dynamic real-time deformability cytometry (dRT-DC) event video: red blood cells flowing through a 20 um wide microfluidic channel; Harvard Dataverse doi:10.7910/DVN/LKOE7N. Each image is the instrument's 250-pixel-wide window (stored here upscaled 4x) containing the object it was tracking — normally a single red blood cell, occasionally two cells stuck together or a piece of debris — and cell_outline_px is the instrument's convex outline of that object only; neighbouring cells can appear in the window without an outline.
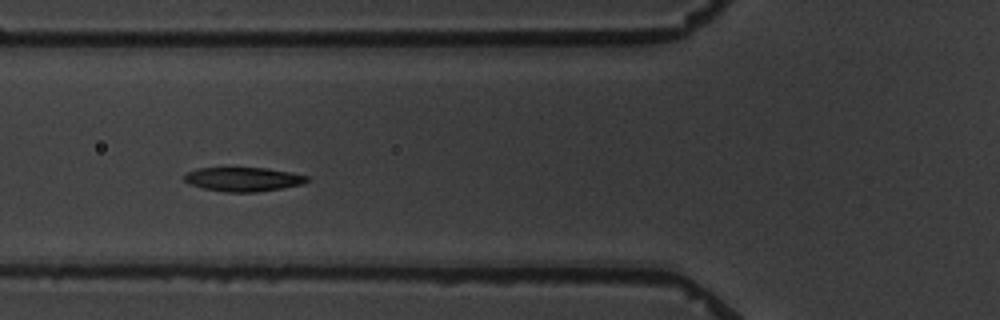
{"species": "common noctule bat (a hibernating species)", "species_latin": "Nyctalus noctula", "temperature_condition": "warm", "stored_images_in_passage": 10, "camera_frame_rate_fps": 3000, "um_per_image_px": 0.085, "animal": {"sex": "male", "body_mass_g": 19.5, "forearm_length_mm": 54.6}, "frame": {"image": 1, "passage_image": 4, "time_ms": 4.333, "image_size_px": [1000, 320], "cell_outline_px": [[312, 180], [304, 184], [256, 192], [224, 192], [204, 188], [188, 184], [184, 180], [184, 176], [188, 172], [196, 168], [268, 168], [312, 176]], "centroid_in_image_um": [20.74, 15.23], "position_along_channel_um": 105.1, "area_um2": 17.4}}
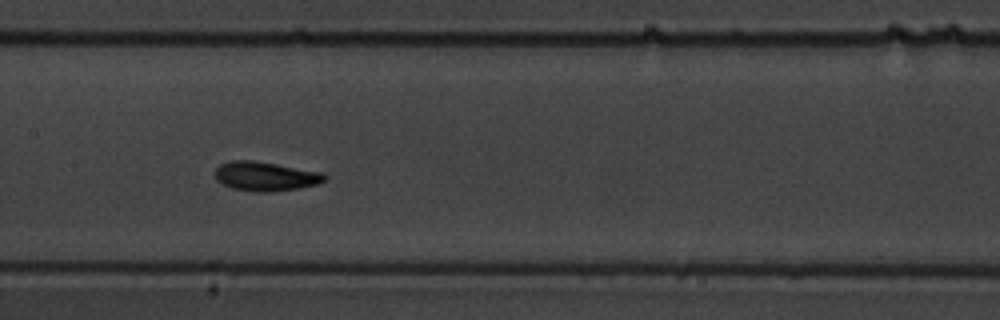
{"frame": {"image": 2, "passage_image": 6, "time_ms": 6.667, "image_size_px": [1000, 320], "cell_outline_px": [[328, 176], [324, 180], [316, 184], [300, 188], [272, 192], [256, 192], [232, 188], [216, 180], [212, 172], [220, 164], [232, 160], [252, 160], [324, 172]], "centroid_in_image_um": [22.54, 14.98], "position_along_channel_um": 184.9, "area_um2": 18.84}}
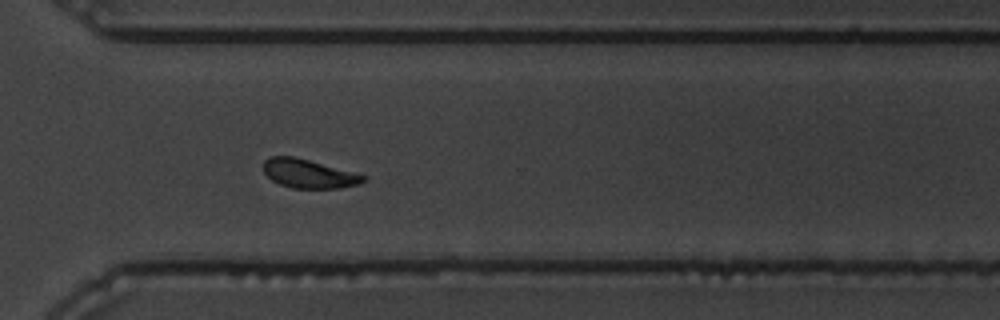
{"frame": {"image": 3, "passage_image": 10, "time_ms": 11.333, "image_size_px": [1000, 320], "cell_outline_px": [[368, 180], [360, 184], [340, 188], [292, 188], [280, 184], [272, 180], [264, 172], [264, 160], [268, 156], [292, 156], [308, 160], [368, 176]], "centroid_in_image_um": [26.26, 14.77], "position_along_channel_um": 344.3, "area_um2": 16.7}}